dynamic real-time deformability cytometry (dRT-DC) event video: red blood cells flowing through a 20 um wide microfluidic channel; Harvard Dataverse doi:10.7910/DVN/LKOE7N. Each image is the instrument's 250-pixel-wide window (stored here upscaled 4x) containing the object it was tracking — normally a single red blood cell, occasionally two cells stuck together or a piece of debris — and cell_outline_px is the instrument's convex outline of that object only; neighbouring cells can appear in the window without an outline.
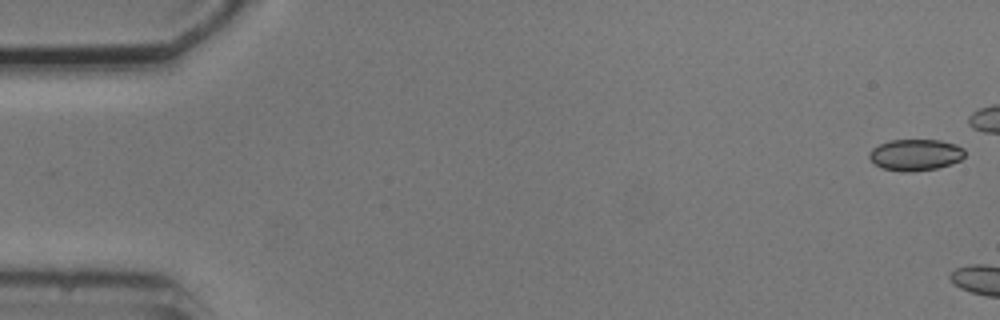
{"species": "common noctule bat (a hibernating species)", "species_latin": "Nyctalus noctula", "temperature_condition": "cold", "stored_images_in_passage": 7, "camera_frame_rate_fps": 3000, "um_per_image_px": 0.085, "animal": {"sex": "male", "body_mass_g": 20.5, "forearm_length_mm": 52.5}, "frame": {"image": 1, "passage_image": 1, "time_ms": 0.0, "image_size_px": [1000, 320], "cell_outline_px": [[964, 156], [960, 160], [952, 164], [936, 168], [912, 172], [904, 172], [884, 168], [876, 164], [868, 156], [868, 152], [872, 148], [880, 144], [892, 140], [940, 140], [956, 144], [964, 148]], "centroid_in_image_um": [77.83, 13.16], "position_along_channel_um": 7.2, "area_um2": 17.46}}